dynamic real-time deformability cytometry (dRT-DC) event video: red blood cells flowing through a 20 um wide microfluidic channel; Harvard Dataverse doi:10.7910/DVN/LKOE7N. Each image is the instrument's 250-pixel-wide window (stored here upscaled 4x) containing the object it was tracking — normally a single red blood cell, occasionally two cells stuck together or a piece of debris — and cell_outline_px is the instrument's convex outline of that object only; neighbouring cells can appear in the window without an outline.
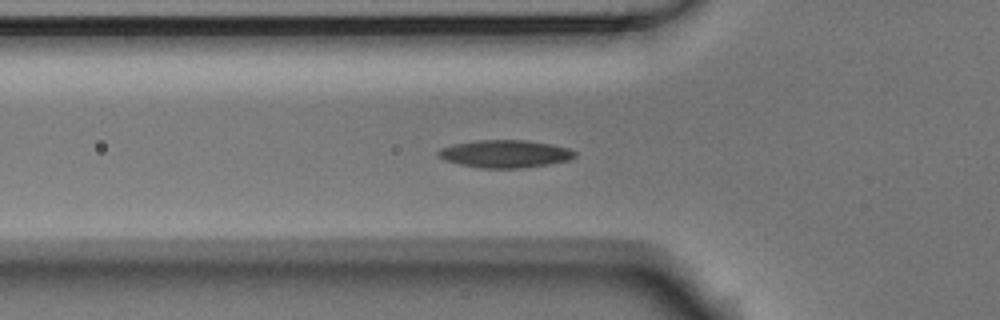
{"species": "Egyptian fruit bat (a non-hibernating species)", "species_latin": "Rousettus aegyptiacus", "temperature_condition": "room temperature", "stored_images_in_passage": 38, "camera_frame_rate_fps": 3000, "um_per_image_px": 0.085, "animal": {"sex": "male"}, "frame": {"image": 1, "passage_image": 2, "time_ms": 0.333, "image_size_px": [1000, 320], "cell_outline_px": [[576, 156], [568, 160], [548, 164], [524, 168], [480, 168], [460, 164], [444, 160], [436, 156], [436, 152], [440, 148], [452, 144], [476, 140], [524, 140], [548, 144], [568, 148], [576, 152]], "centroid_in_image_um": [42.87, 13.08], "position_along_channel_um": 82.9, "area_um2": 22.02}}
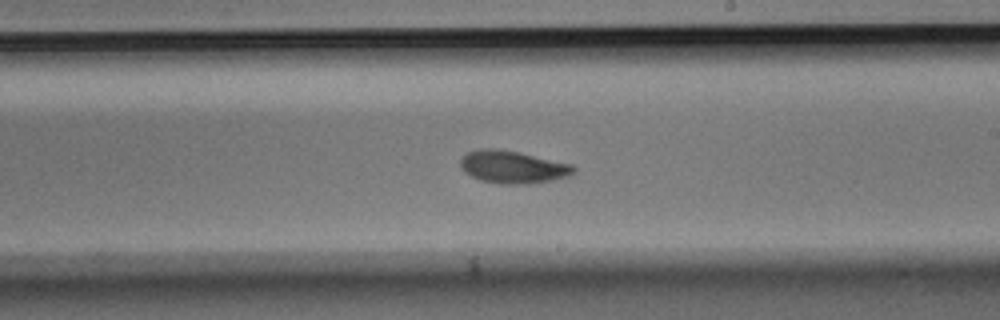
{"frame": {"image": 2, "passage_image": 15, "time_ms": 4.667, "image_size_px": [1000, 320], "cell_outline_px": [[576, 172], [568, 176], [552, 180], [528, 184], [500, 184], [480, 180], [464, 172], [460, 168], [460, 160], [468, 152], [484, 148], [492, 148], [516, 152], [572, 164], [576, 168]], "centroid_in_image_um": [43.58, 14.21], "position_along_channel_um": 245.4, "area_um2": 21.33}}
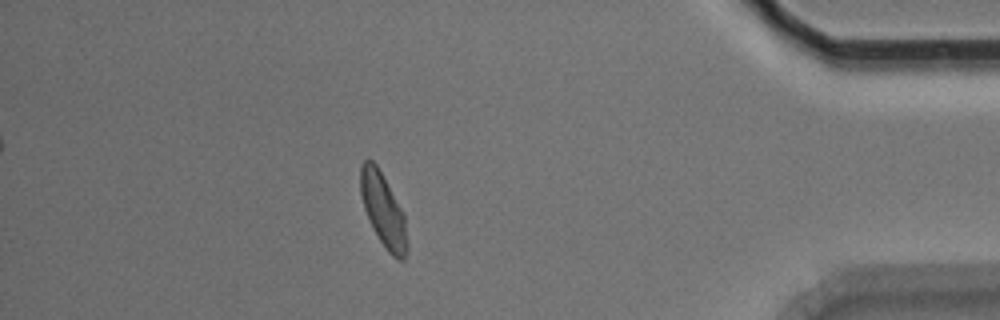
{"frame": {"image": 3, "passage_image": 31, "time_ms": 10.0, "image_size_px": [1000, 320], "cell_outline_px": [[408, 248], [404, 260], [396, 260], [388, 252], [372, 228], [364, 208], [360, 192], [360, 164], [368, 156], [376, 164], [400, 208], [404, 216], [408, 244]], "centroid_in_image_um": [32.55, 17.87], "position_along_channel_um": 402.6, "area_um2": 19.77}, "authors_computed_cell_mechanics": {"area_um2": 20.5479, "velocity_mm_per_s": 3.7402, "shape_relaxation_time_tau1_ms": 3.9583, "shape_relaxation_time_tau2_ms": 2.805, "deformation_change_tau1": 0.1234, "deformation_change_tau2": 0.0789}}